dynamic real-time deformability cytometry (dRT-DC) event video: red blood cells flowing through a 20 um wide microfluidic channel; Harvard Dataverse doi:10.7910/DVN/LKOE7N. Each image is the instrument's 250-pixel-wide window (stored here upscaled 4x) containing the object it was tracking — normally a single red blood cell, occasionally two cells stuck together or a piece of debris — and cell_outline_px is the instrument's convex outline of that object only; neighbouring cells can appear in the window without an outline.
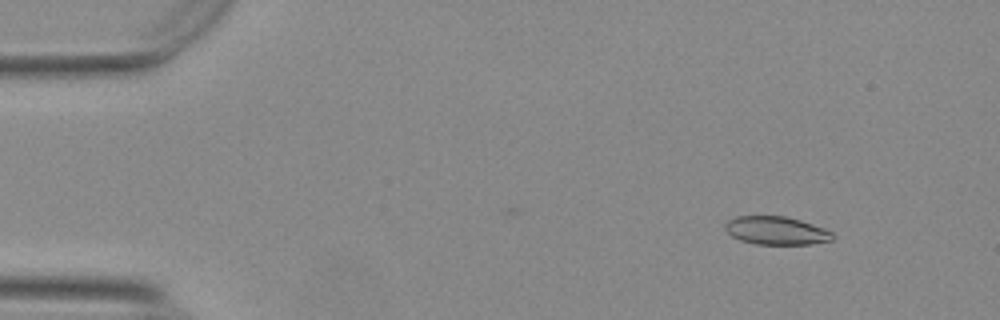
{"species": "Egyptian fruit bat (a non-hibernating species)", "species_latin": "Rousettus aegyptiacus", "temperature_condition": "warm", "stored_images_in_passage": 55, "camera_frame_rate_fps": 3000, "um_per_image_px": 0.085, "animal": {"sex": "female"}, "frame": {"image": 1, "passage_image": 6, "time_ms": 1.667, "image_size_px": [1000, 320], "cell_outline_px": [[836, 236], [832, 240], [812, 244], [756, 244], [740, 240], [732, 236], [724, 228], [724, 224], [728, 220], [736, 216], [784, 216], [800, 220], [824, 228], [832, 232]], "centroid_in_image_um": [65.99, 19.6], "position_along_channel_um": 19.0, "area_um2": 17.69}}
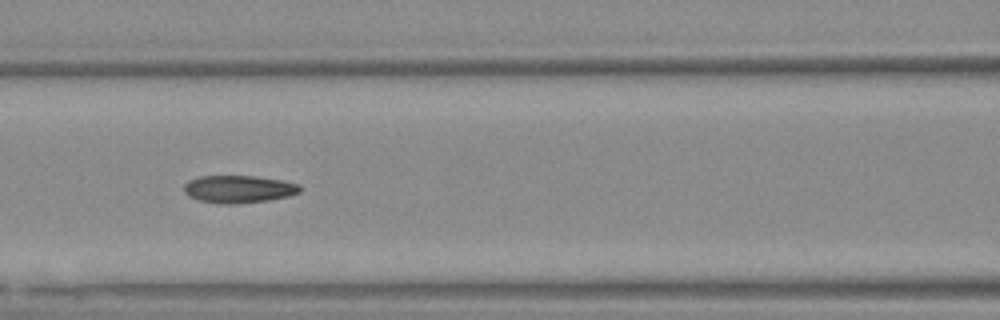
{"frame": {"image": 2, "passage_image": 24, "time_ms": 7.667, "image_size_px": [1000, 320], "cell_outline_px": [[300, 192], [288, 196], [268, 200], [236, 204], [220, 204], [200, 200], [188, 196], [184, 192], [184, 184], [188, 180], [200, 176], [252, 176], [280, 180], [296, 184], [300, 188]], "centroid_in_image_um": [20.22, 16.08], "position_along_channel_um": 146.4, "area_um2": 18.44}}
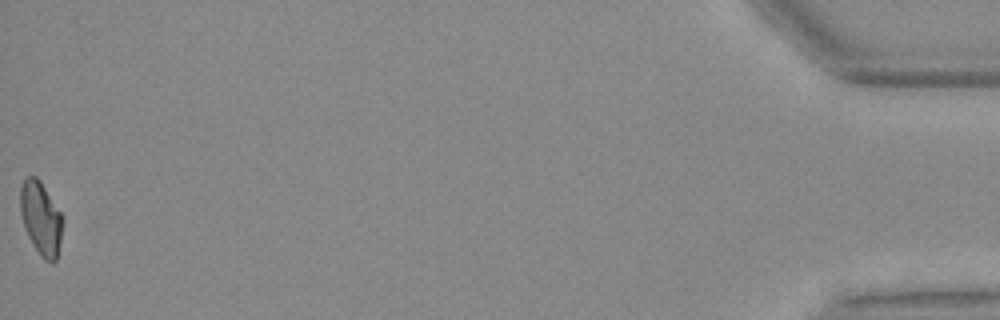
{"frame": {"image": 3, "passage_image": 55, "time_ms": 18.0, "image_size_px": [1000, 320], "cell_outline_px": [[60, 240], [56, 260], [52, 264], [44, 260], [28, 236], [24, 228], [20, 212], [20, 188], [24, 176], [36, 176], [40, 180], [60, 212]], "centroid_in_image_um": [3.42, 18.52], "position_along_channel_um": 431.8, "area_um2": 17.69}, "authors_computed_cell_mechanics": {"area_um2": 18.3804, "velocity_mm_per_s": 3.7287, "shape_relaxation_time_tau1_ms": null, "shape_relaxation_time_tau2_ms": 2.2394, "deformation_change_tau1": null, "deformation_change_tau2": 0.0861}}